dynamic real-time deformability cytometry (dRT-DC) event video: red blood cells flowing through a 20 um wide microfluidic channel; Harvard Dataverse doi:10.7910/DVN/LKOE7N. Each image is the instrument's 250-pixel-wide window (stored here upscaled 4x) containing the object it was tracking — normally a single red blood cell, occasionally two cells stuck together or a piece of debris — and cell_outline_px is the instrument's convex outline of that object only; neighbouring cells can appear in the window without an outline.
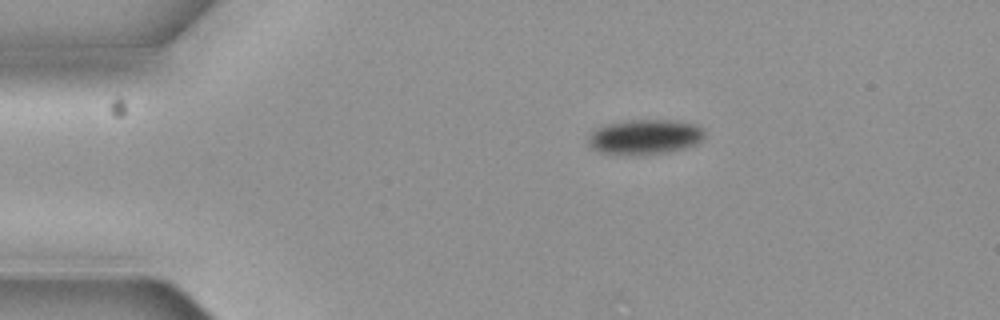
{"species": "common noctule bat (a hibernating species)", "species_latin": "Nyctalus noctula", "temperature_condition": "cold", "stored_images_in_passage": 4, "camera_frame_rate_fps": 3000, "um_per_image_px": 0.085, "animal": {"sex": "female", "body_mass_g": 19.3, "forearm_length_mm": 54.1}, "frame": {"image": 1, "passage_image": 1, "time_ms": 0.0, "image_size_px": [1000, 320], "cell_outline_px": [[704, 140], [696, 144], [684, 148], [668, 152], [636, 156], [628, 156], [600, 152], [592, 148], [588, 144], [588, 140], [592, 132], [596, 128], [604, 124], [628, 120], [676, 120], [696, 124], [704, 128]], "centroid_in_image_um": [54.83, 11.64], "position_along_channel_um": 30.2, "area_um2": 24.22}}
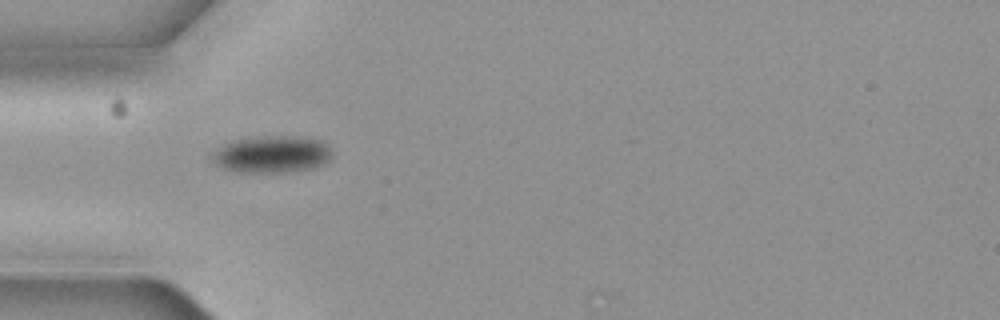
{"frame": {"image": 2, "passage_image": 3, "time_ms": 0.667, "image_size_px": [1000, 320], "cell_outline_px": [[332, 156], [324, 164], [312, 168], [296, 172], [240, 172], [224, 168], [216, 160], [216, 148], [232, 140], [264, 136], [304, 136], [320, 140], [328, 144], [332, 148]], "centroid_in_image_um": [23.24, 13.1], "position_along_channel_um": 61.8, "area_um2": 25.78}}
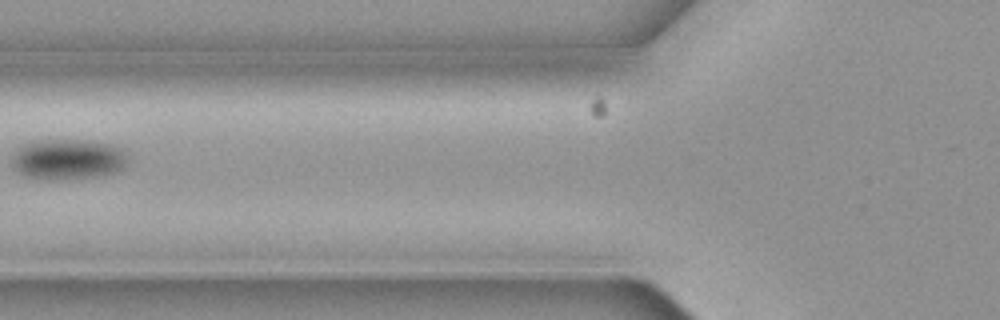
{"frame": {"image": 3, "passage_image": 4, "time_ms": 1.0, "image_size_px": [1000, 320], "cell_outline_px": [[124, 164], [120, 168], [112, 172], [100, 176], [24, 176], [12, 164], [12, 156], [16, 148], [32, 140], [88, 140], [112, 144], [120, 148], [124, 156]], "centroid_in_image_um": [5.71, 13.45], "position_along_channel_um": 120.1, "area_um2": 25.95}}